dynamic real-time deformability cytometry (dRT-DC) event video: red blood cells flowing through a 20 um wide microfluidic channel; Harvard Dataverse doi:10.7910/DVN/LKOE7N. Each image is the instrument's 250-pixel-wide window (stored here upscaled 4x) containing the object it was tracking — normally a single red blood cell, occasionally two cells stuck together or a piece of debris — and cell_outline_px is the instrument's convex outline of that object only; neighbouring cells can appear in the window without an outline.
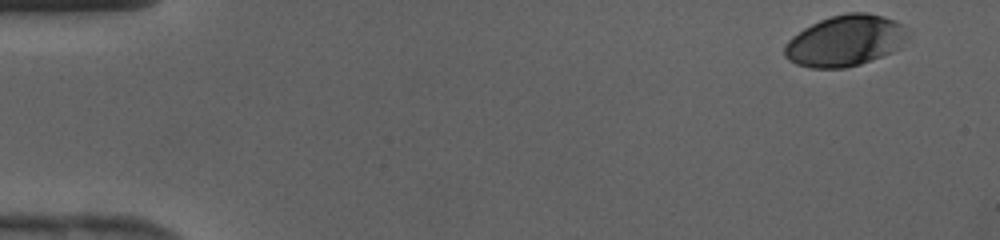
{"species": "human", "species_latin": "Homo sapiens", "temperature_condition": "cold", "stored_images_in_passage": 41, "camera_frame_rate_fps": 3000, "um_per_image_px": 0.085, "donor": {"sex": "female"}, "frame": {"image": 1, "passage_image": 1, "time_ms": 0.0, "image_size_px": [1000, 240], "cell_outline_px": [[912, 36], [900, 48], [892, 52], [860, 64], [844, 68], [812, 68], [796, 64], [788, 60], [784, 56], [784, 48], [788, 40], [792, 36], [804, 28], [820, 20], [832, 16], [848, 12], [864, 12], [884, 16], [896, 20], [904, 24]], "centroid_in_image_um": [71.9, 3.45], "position_along_channel_um": 13.1, "area_um2": 37.11}}
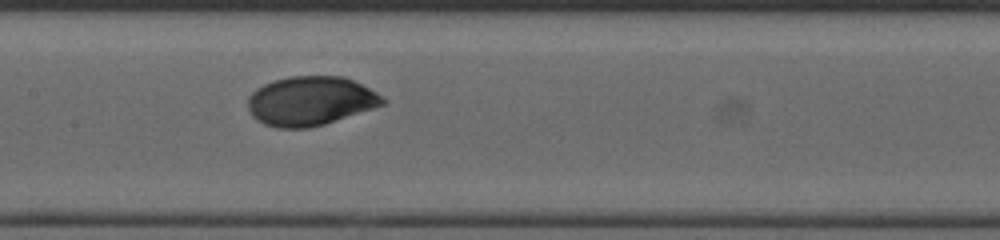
{"frame": {"image": 2, "passage_image": 20, "time_ms": 6.333, "image_size_px": [1000, 240], "cell_outline_px": [[388, 104], [324, 124], [308, 128], [276, 128], [264, 124], [256, 120], [252, 116], [248, 108], [248, 96], [256, 88], [264, 84], [276, 80], [292, 76], [344, 76], [376, 92], [388, 100]], "centroid_in_image_um": [26.4, 8.59], "position_along_channel_um": 181.0, "area_um2": 38.78}}
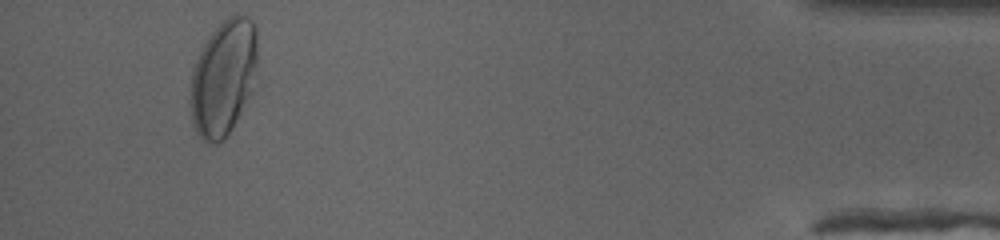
{"frame": {"image": 3, "passage_image": 39, "time_ms": 12.667, "image_size_px": [1000, 240], "cell_outline_px": [[256, 64], [252, 92], [232, 128], [224, 140], [216, 144], [208, 144], [196, 132], [192, 124], [188, 100], [192, 72], [196, 60], [204, 44], [212, 32], [228, 16], [236, 12], [248, 16], [252, 20], [256, 28]], "centroid_in_image_um": [18.97, 6.62], "position_along_channel_um": 416.2, "area_um2": 45.72}}